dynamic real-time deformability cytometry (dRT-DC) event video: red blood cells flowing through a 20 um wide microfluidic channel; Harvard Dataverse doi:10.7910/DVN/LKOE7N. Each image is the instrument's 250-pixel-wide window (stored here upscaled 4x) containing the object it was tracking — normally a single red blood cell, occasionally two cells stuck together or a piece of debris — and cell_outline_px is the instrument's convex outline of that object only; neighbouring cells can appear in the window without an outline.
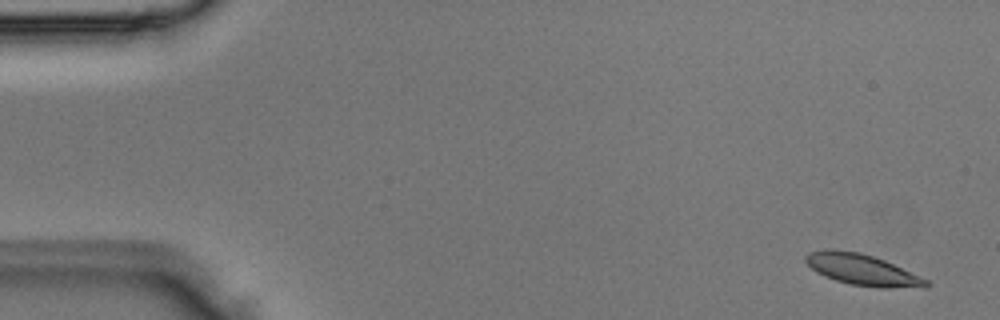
{"species": "Egyptian fruit bat (a non-hibernating species)", "species_latin": "Rousettus aegyptiacus", "temperature_condition": "room temperature", "stored_images_in_passage": 4, "camera_frame_rate_fps": 3000, "um_per_image_px": 0.085, "animal": {"sex": "male"}, "frame": {"image": 1, "passage_image": 1, "time_ms": 0.0, "image_size_px": [1000, 320], "cell_outline_px": [[928, 288], [880, 288], [852, 284], [836, 280], [824, 276], [816, 272], [804, 260], [804, 256], [808, 252], [832, 248], [860, 252], [884, 260], [928, 280]], "centroid_in_image_um": [73.28, 22.92], "position_along_channel_um": 11.7, "area_um2": 21.85}}